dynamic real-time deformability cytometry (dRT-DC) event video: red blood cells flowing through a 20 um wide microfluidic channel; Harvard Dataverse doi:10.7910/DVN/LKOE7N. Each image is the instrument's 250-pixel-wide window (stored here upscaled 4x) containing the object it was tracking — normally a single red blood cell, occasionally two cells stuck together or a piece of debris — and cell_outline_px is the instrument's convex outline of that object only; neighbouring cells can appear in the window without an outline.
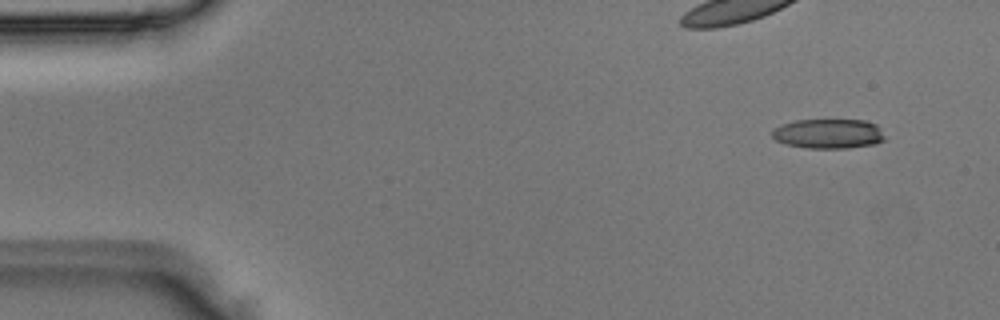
{"species": "Egyptian fruit bat (a non-hibernating species)", "species_latin": "Rousettus aegyptiacus", "temperature_condition": "room temperature", "stored_images_in_passage": 2, "camera_frame_rate_fps": 3000, "um_per_image_px": 0.085, "animal": {"sex": "male"}, "frame": {"image": 1, "passage_image": 2, "time_ms": 0.333, "image_size_px": [1000, 320], "cell_outline_px": [[884, 140], [876, 144], [848, 148], [808, 148], [784, 144], [776, 140], [772, 136], [772, 132], [776, 128], [784, 124], [796, 120], [864, 120], [876, 124], [884, 136]], "centroid_in_image_um": [70.43, 11.37], "position_along_channel_um": 14.6, "area_um2": 19.36}}